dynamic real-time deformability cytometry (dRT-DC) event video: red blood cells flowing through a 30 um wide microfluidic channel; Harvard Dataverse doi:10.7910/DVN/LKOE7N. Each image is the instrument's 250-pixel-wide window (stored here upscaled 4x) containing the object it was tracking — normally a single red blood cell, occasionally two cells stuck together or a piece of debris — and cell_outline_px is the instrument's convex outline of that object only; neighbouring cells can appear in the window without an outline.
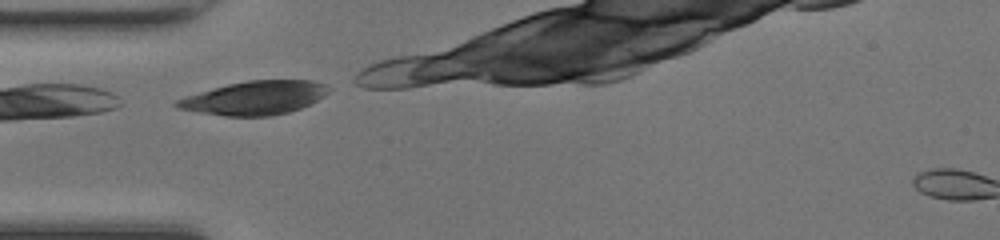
{"species": "common noctule bat (a hibernating species)", "species_latin": "Nyctalus noctula", "temperature_condition": "room temperature", "stored_images_in_passage": 4, "camera_frame_rate_fps": 3000, "um_per_image_px": 0.085, "animal": {"sex": "female", "body_mass_g": 17.0, "forearm_length_mm": 48.0}, "frame": {"image": 1, "passage_image": 1, "time_ms": 0.0, "image_size_px": [1000, 240], "cell_outline_px": [[332, 88], [324, 96], [300, 108], [288, 112], [268, 116], [224, 116], [176, 108], [172, 104], [176, 100], [184, 96], [228, 84], [248, 80], [312, 80], [324, 84]], "centroid_in_image_um": [21.62, 8.31], "position_along_channel_um": 63.4, "area_um2": 29.65}}